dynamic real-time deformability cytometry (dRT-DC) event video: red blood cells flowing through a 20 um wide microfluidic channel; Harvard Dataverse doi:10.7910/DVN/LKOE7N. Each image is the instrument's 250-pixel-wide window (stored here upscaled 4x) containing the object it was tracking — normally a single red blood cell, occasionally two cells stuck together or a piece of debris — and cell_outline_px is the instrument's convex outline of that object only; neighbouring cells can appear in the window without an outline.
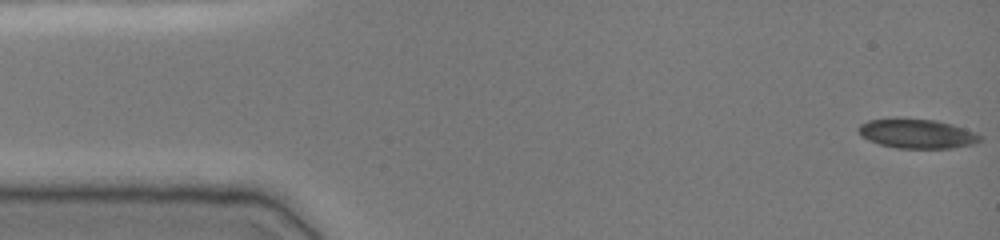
{"species": "common noctule bat (a hibernating species)", "species_latin": "Nyctalus noctula", "temperature_condition": "cold", "stored_images_in_passage": 49, "camera_frame_rate_fps": 3000, "um_per_image_px": 0.085, "animal": {"sex": "female", "body_mass_g": 19.0, "forearm_length_mm": 51.5}, "frame": {"image": 1, "passage_image": 1, "time_ms": 0.0, "image_size_px": [1000, 240], "cell_outline_px": [[984, 136], [980, 140], [972, 144], [952, 148], [896, 148], [880, 144], [868, 140], [860, 136], [856, 128], [860, 124], [868, 120], [936, 120], [964, 128], [976, 132]], "centroid_in_image_um": [77.95, 11.39], "position_along_channel_um": 7.1, "area_um2": 20.4}}
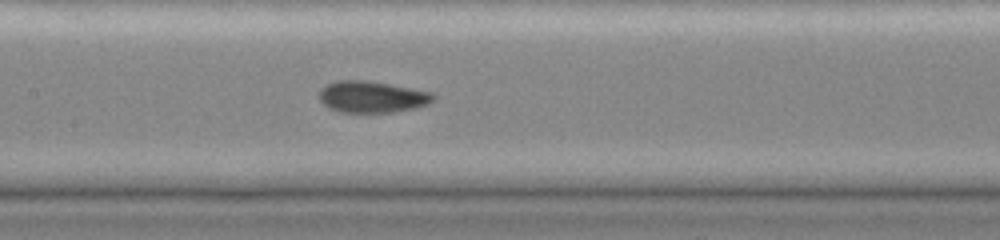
{"frame": {"image": 2, "passage_image": 23, "time_ms": 7.333, "image_size_px": [1000, 240], "cell_outline_px": [[436, 96], [428, 104], [412, 108], [392, 112], [340, 112], [328, 108], [320, 100], [320, 88], [336, 80], [368, 80], [432, 92]], "centroid_in_image_um": [31.6, 8.22], "position_along_channel_um": 175.8, "area_um2": 20.87}}
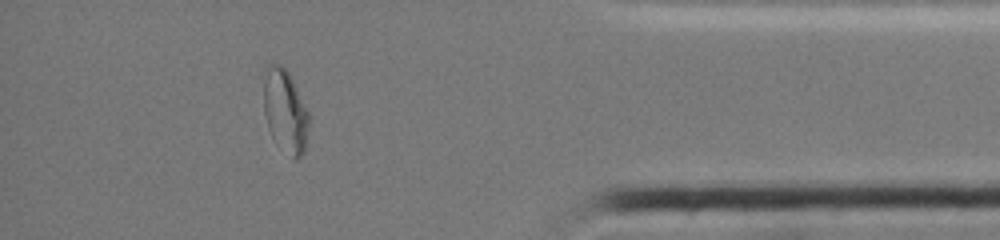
{"frame": {"image": 3, "passage_image": 43, "time_ms": 14.0, "image_size_px": [1000, 240], "cell_outline_px": [[308, 124], [304, 152], [296, 160], [292, 160], [272, 136], [268, 128], [264, 112], [260, 72], [268, 64], [280, 64], [288, 72], [308, 112]], "centroid_in_image_um": [24.16, 9.37], "position_along_channel_um": 411.0, "area_um2": 22.25}, "authors_computed_cell_mechanics": {"area_um2": 21.0392, "velocity_mm_per_s": 3.889, "shape_relaxation_time_tau1_ms": null, "shape_relaxation_time_tau2_ms": 1.2325, "deformation_change_tau1": null, "deformation_change_tau2": 0.0484}}